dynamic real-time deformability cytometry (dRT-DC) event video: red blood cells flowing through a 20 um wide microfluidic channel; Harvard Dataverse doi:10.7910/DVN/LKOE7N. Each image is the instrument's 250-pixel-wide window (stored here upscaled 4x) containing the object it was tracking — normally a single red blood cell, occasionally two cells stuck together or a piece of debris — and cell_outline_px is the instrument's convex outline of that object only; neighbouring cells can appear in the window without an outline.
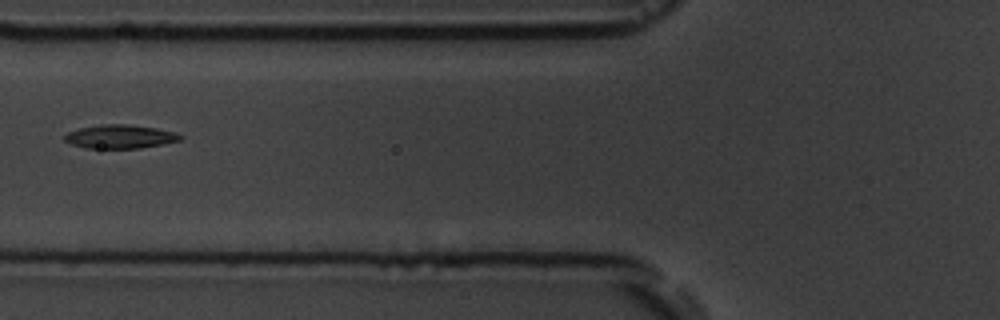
{"species": "common noctule bat (a hibernating species)", "species_latin": "Nyctalus noctula", "temperature_condition": "room temperature", "stored_images_in_passage": 7, "camera_frame_rate_fps": 3000, "um_per_image_px": 0.085, "animal": {"sex": "male", "body_mass_g": 19.5, "forearm_length_mm": 54.6}, "frame": {"image": 1, "passage_image": 2, "time_ms": 1.333, "image_size_px": [1000, 320], "cell_outline_px": [[184, 136], [180, 140], [140, 148], [84, 148], [72, 144], [64, 140], [64, 136], [68, 132], [80, 128], [100, 124], [128, 124], [156, 128], [176, 132]], "centroid_in_image_um": [10.2, 11.6], "position_along_channel_um": 115.6, "area_um2": 15.9}}
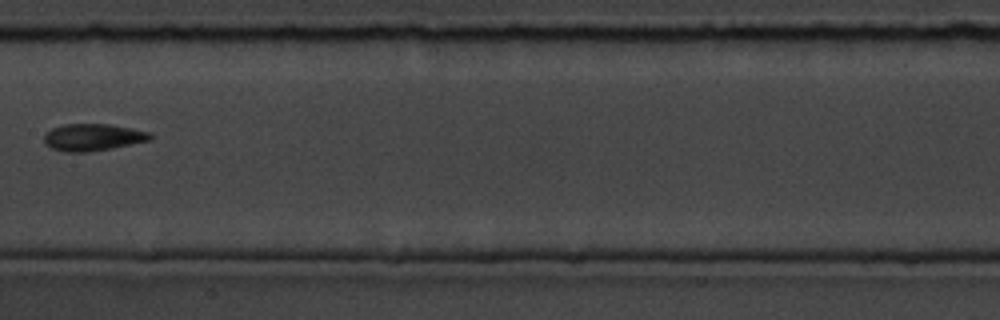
{"frame": {"image": 2, "passage_image": 4, "time_ms": 3.667, "image_size_px": [1000, 320], "cell_outline_px": [[152, 140], [112, 148], [88, 152], [64, 152], [52, 148], [44, 144], [44, 136], [52, 128], [64, 124], [108, 124], [132, 128], [152, 132]], "centroid_in_image_um": [7.92, 11.67], "position_along_channel_um": 199.5, "area_um2": 16.82}}
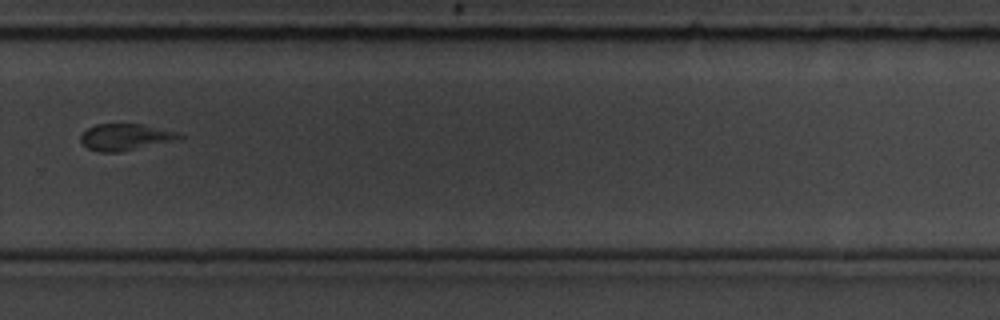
{"frame": {"image": 3, "passage_image": 7, "time_ms": 7.0, "image_size_px": [1000, 320], "cell_outline_px": [[184, 136], [180, 140], [120, 152], [100, 152], [88, 148], [80, 140], [80, 136], [88, 128], [96, 124], [144, 124], [180, 132]], "centroid_in_image_um": [10.74, 11.65], "position_along_channel_um": 319.1, "area_um2": 15.49}}